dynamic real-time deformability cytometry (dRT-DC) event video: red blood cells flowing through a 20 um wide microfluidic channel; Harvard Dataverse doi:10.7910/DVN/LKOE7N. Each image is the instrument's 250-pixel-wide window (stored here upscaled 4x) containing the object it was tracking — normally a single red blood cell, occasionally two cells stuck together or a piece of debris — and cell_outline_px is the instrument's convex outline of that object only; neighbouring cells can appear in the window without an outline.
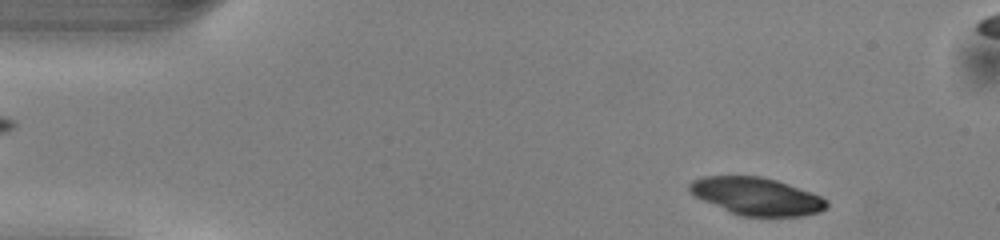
{"species": "common noctule bat (a hibernating species)", "species_latin": "Nyctalus noctula", "temperature_condition": "warm", "stored_images_in_passage": 47, "camera_frame_rate_fps": 3000, "um_per_image_px": 0.085, "animal": {"sex": "male", "body_mass_g": 13.0, "forearm_length_mm": 53.1}, "frame": {"image": 1, "passage_image": 2, "time_ms": 0.333, "image_size_px": [1000, 240], "cell_outline_px": [[828, 208], [820, 212], [800, 216], [744, 216], [732, 212], [704, 200], [696, 196], [688, 188], [688, 184], [692, 180], [704, 176], [760, 176], [776, 180], [820, 196], [828, 200]], "centroid_in_image_um": [64.34, 16.68], "position_along_channel_um": 20.7, "area_um2": 29.54}}